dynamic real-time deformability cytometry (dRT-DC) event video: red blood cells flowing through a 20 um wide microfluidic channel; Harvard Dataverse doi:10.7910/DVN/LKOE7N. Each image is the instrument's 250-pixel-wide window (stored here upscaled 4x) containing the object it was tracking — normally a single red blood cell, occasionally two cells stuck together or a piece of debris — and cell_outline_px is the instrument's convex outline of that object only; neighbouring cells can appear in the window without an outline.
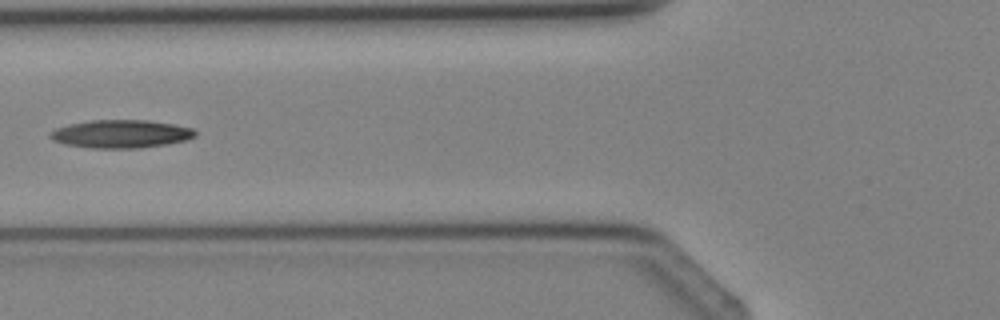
{"species": "Egyptian fruit bat (a non-hibernating species)", "species_latin": "Rousettus aegyptiacus", "temperature_condition": "cold", "stored_images_in_passage": 3, "camera_frame_rate_fps": 3000, "um_per_image_px": 0.085, "animal": {"sex": "female"}, "frame": {"image": 1, "passage_image": 3, "time_ms": 2.333, "image_size_px": [1000, 320], "cell_outline_px": [[196, 136], [184, 140], [168, 144], [136, 148], [88, 148], [64, 144], [52, 140], [48, 136], [56, 128], [72, 124], [92, 120], [148, 120], [176, 124], [192, 128], [196, 132]], "centroid_in_image_um": [10.29, 11.38], "position_along_channel_um": 115.5, "area_um2": 23.7}}